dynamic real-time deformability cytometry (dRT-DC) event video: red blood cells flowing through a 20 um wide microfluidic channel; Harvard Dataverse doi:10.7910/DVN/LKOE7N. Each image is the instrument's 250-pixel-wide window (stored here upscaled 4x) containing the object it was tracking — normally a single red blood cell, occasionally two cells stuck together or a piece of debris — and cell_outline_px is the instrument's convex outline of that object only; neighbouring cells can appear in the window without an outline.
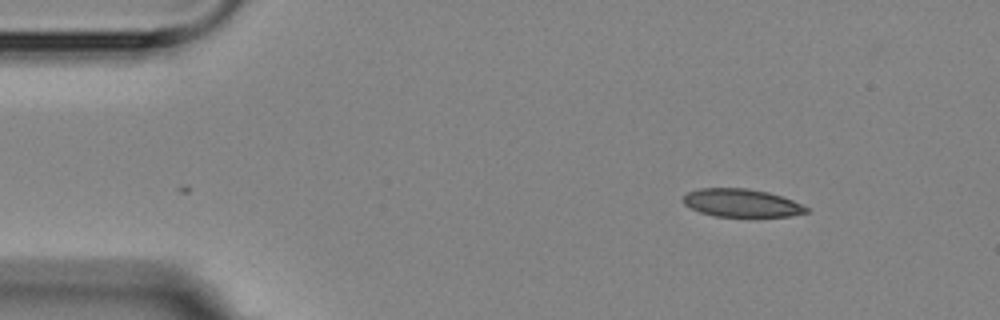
{"species": "Egyptian fruit bat (a non-hibernating species)", "species_latin": "Rousettus aegyptiacus", "temperature_condition": "room temperature", "stored_images_in_passage": 9, "camera_frame_rate_fps": 3000, "um_per_image_px": 0.085, "animal": {"sex": "female"}, "frame": {"image": 1, "passage_image": 1, "time_ms": 0.0, "image_size_px": [1000, 320], "cell_outline_px": [[808, 212], [792, 216], [716, 216], [700, 212], [684, 204], [680, 200], [688, 192], [700, 188], [748, 188], [768, 192], [792, 200], [808, 208]], "centroid_in_image_um": [63.0, 17.24], "position_along_channel_um": 22.0, "area_um2": 19.94}}
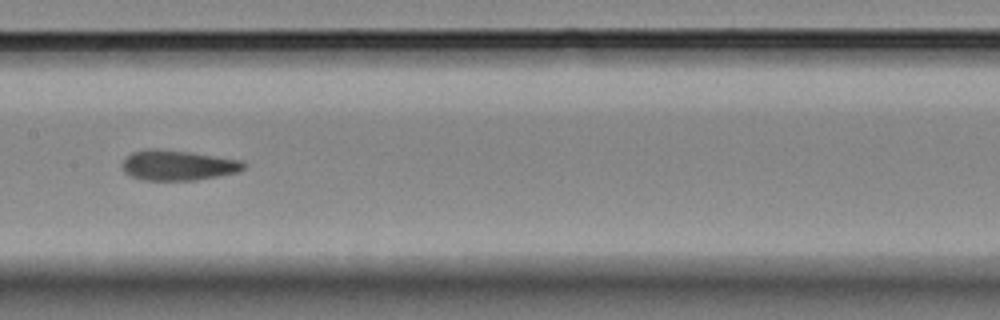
{"frame": {"image": 2, "passage_image": 6, "time_ms": 6.667, "image_size_px": [1000, 320], "cell_outline_px": [[244, 168], [240, 172], [196, 180], [144, 180], [132, 176], [124, 172], [124, 160], [132, 152], [148, 148], [156, 148], [188, 152], [240, 160], [244, 164]], "centroid_in_image_um": [15.12, 14.05], "position_along_channel_um": 192.3, "area_um2": 21.1}}
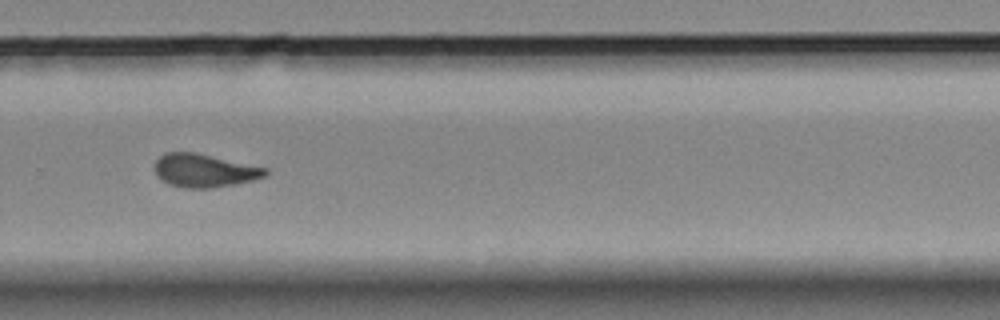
{"frame": {"image": 3, "passage_image": 9, "time_ms": 10.0, "image_size_px": [1000, 320], "cell_outline_px": [[268, 172], [264, 176], [252, 180], [236, 184], [212, 188], [184, 188], [168, 184], [160, 180], [156, 176], [156, 160], [164, 152], [192, 152], [268, 168]], "centroid_in_image_um": [17.34, 14.51], "position_along_channel_um": 312.5, "area_um2": 21.33}}